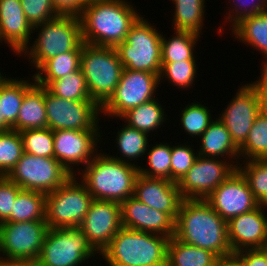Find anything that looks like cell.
Returning a JSON list of instances; mask_svg holds the SVG:
<instances>
[{"label":"cell","instance_id":"4","mask_svg":"<svg viewBox=\"0 0 267 266\" xmlns=\"http://www.w3.org/2000/svg\"><path fill=\"white\" fill-rule=\"evenodd\" d=\"M169 238L122 227L101 252L109 266H166Z\"/></svg>","mask_w":267,"mask_h":266},{"label":"cell","instance_id":"22","mask_svg":"<svg viewBox=\"0 0 267 266\" xmlns=\"http://www.w3.org/2000/svg\"><path fill=\"white\" fill-rule=\"evenodd\" d=\"M33 27L26 19L20 0H0V42L13 53L21 54L29 46Z\"/></svg>","mask_w":267,"mask_h":266},{"label":"cell","instance_id":"20","mask_svg":"<svg viewBox=\"0 0 267 266\" xmlns=\"http://www.w3.org/2000/svg\"><path fill=\"white\" fill-rule=\"evenodd\" d=\"M122 227L168 237L175 233V221L167 214L150 208L134 196L121 203Z\"/></svg>","mask_w":267,"mask_h":266},{"label":"cell","instance_id":"30","mask_svg":"<svg viewBox=\"0 0 267 266\" xmlns=\"http://www.w3.org/2000/svg\"><path fill=\"white\" fill-rule=\"evenodd\" d=\"M148 136L147 133L139 131L125 123L120 130L118 129L114 141L116 142L115 144H117L116 146L119 150L118 153L120 154V157L117 155H110L109 153L108 155L113 159L137 165L139 167V165L134 162L139 160V157L142 159V157L146 155L150 142L148 139L150 137Z\"/></svg>","mask_w":267,"mask_h":266},{"label":"cell","instance_id":"41","mask_svg":"<svg viewBox=\"0 0 267 266\" xmlns=\"http://www.w3.org/2000/svg\"><path fill=\"white\" fill-rule=\"evenodd\" d=\"M19 133L23 142V152L34 156L54 158L53 130L49 127L22 130Z\"/></svg>","mask_w":267,"mask_h":266},{"label":"cell","instance_id":"46","mask_svg":"<svg viewBox=\"0 0 267 266\" xmlns=\"http://www.w3.org/2000/svg\"><path fill=\"white\" fill-rule=\"evenodd\" d=\"M235 255L243 266H267V250L265 248L245 249L238 251Z\"/></svg>","mask_w":267,"mask_h":266},{"label":"cell","instance_id":"49","mask_svg":"<svg viewBox=\"0 0 267 266\" xmlns=\"http://www.w3.org/2000/svg\"><path fill=\"white\" fill-rule=\"evenodd\" d=\"M216 266H243V264L235 254H232L231 256L220 257Z\"/></svg>","mask_w":267,"mask_h":266},{"label":"cell","instance_id":"48","mask_svg":"<svg viewBox=\"0 0 267 266\" xmlns=\"http://www.w3.org/2000/svg\"><path fill=\"white\" fill-rule=\"evenodd\" d=\"M259 79L249 83L256 91L259 114L267 118V71H261Z\"/></svg>","mask_w":267,"mask_h":266},{"label":"cell","instance_id":"43","mask_svg":"<svg viewBox=\"0 0 267 266\" xmlns=\"http://www.w3.org/2000/svg\"><path fill=\"white\" fill-rule=\"evenodd\" d=\"M26 19L32 27L59 16L52 0H20Z\"/></svg>","mask_w":267,"mask_h":266},{"label":"cell","instance_id":"11","mask_svg":"<svg viewBox=\"0 0 267 266\" xmlns=\"http://www.w3.org/2000/svg\"><path fill=\"white\" fill-rule=\"evenodd\" d=\"M22 190L50 193L59 188L71 174L55 158L34 156L23 152L6 176Z\"/></svg>","mask_w":267,"mask_h":266},{"label":"cell","instance_id":"24","mask_svg":"<svg viewBox=\"0 0 267 266\" xmlns=\"http://www.w3.org/2000/svg\"><path fill=\"white\" fill-rule=\"evenodd\" d=\"M47 127L45 87L35 83L25 92L17 121L12 129L20 132Z\"/></svg>","mask_w":267,"mask_h":266},{"label":"cell","instance_id":"3","mask_svg":"<svg viewBox=\"0 0 267 266\" xmlns=\"http://www.w3.org/2000/svg\"><path fill=\"white\" fill-rule=\"evenodd\" d=\"M78 172L81 182L93 200L122 203L134 196L135 181L139 167L111 158L106 153H97L94 158Z\"/></svg>","mask_w":267,"mask_h":266},{"label":"cell","instance_id":"42","mask_svg":"<svg viewBox=\"0 0 267 266\" xmlns=\"http://www.w3.org/2000/svg\"><path fill=\"white\" fill-rule=\"evenodd\" d=\"M187 144V145H186ZM172 145L171 152V181L178 183L198 158L196 152L188 142ZM189 144V145H188Z\"/></svg>","mask_w":267,"mask_h":266},{"label":"cell","instance_id":"9","mask_svg":"<svg viewBox=\"0 0 267 266\" xmlns=\"http://www.w3.org/2000/svg\"><path fill=\"white\" fill-rule=\"evenodd\" d=\"M99 254L78 228H49L33 266H80Z\"/></svg>","mask_w":267,"mask_h":266},{"label":"cell","instance_id":"18","mask_svg":"<svg viewBox=\"0 0 267 266\" xmlns=\"http://www.w3.org/2000/svg\"><path fill=\"white\" fill-rule=\"evenodd\" d=\"M236 95L219 114V120L226 126L232 141L239 148L247 139L253 122L259 115L258 99L255 89L248 83L235 93Z\"/></svg>","mask_w":267,"mask_h":266},{"label":"cell","instance_id":"12","mask_svg":"<svg viewBox=\"0 0 267 266\" xmlns=\"http://www.w3.org/2000/svg\"><path fill=\"white\" fill-rule=\"evenodd\" d=\"M160 84L157 74L124 68L114 94L101 107V113L108 118H120L130 109L155 99Z\"/></svg>","mask_w":267,"mask_h":266},{"label":"cell","instance_id":"14","mask_svg":"<svg viewBox=\"0 0 267 266\" xmlns=\"http://www.w3.org/2000/svg\"><path fill=\"white\" fill-rule=\"evenodd\" d=\"M102 130H55L54 158L72 175L86 166L98 153ZM100 141V143H98ZM74 167H73V166ZM77 165V166H76ZM76 167V168H75ZM80 168V169H79ZM77 169V170H76Z\"/></svg>","mask_w":267,"mask_h":266},{"label":"cell","instance_id":"29","mask_svg":"<svg viewBox=\"0 0 267 266\" xmlns=\"http://www.w3.org/2000/svg\"><path fill=\"white\" fill-rule=\"evenodd\" d=\"M158 100V101H157ZM159 99L143 103L124 113L119 119L142 132L150 135L151 131L158 130L166 124L167 114Z\"/></svg>","mask_w":267,"mask_h":266},{"label":"cell","instance_id":"1","mask_svg":"<svg viewBox=\"0 0 267 266\" xmlns=\"http://www.w3.org/2000/svg\"><path fill=\"white\" fill-rule=\"evenodd\" d=\"M174 237L220 257L231 256L227 221L202 199H183L175 220Z\"/></svg>","mask_w":267,"mask_h":266},{"label":"cell","instance_id":"16","mask_svg":"<svg viewBox=\"0 0 267 266\" xmlns=\"http://www.w3.org/2000/svg\"><path fill=\"white\" fill-rule=\"evenodd\" d=\"M205 200L227 222L260 205L254 198L246 178L238 168Z\"/></svg>","mask_w":267,"mask_h":266},{"label":"cell","instance_id":"7","mask_svg":"<svg viewBox=\"0 0 267 266\" xmlns=\"http://www.w3.org/2000/svg\"><path fill=\"white\" fill-rule=\"evenodd\" d=\"M143 16L140 15L132 24L125 41L121 42L116 50L125 69L150 72L159 76L162 67V33Z\"/></svg>","mask_w":267,"mask_h":266},{"label":"cell","instance_id":"6","mask_svg":"<svg viewBox=\"0 0 267 266\" xmlns=\"http://www.w3.org/2000/svg\"><path fill=\"white\" fill-rule=\"evenodd\" d=\"M80 69L91 100L102 107L114 94L124 67L116 48L83 43Z\"/></svg>","mask_w":267,"mask_h":266},{"label":"cell","instance_id":"37","mask_svg":"<svg viewBox=\"0 0 267 266\" xmlns=\"http://www.w3.org/2000/svg\"><path fill=\"white\" fill-rule=\"evenodd\" d=\"M240 161L242 164L237 168L246 178L254 198L260 205L267 206V159Z\"/></svg>","mask_w":267,"mask_h":266},{"label":"cell","instance_id":"23","mask_svg":"<svg viewBox=\"0 0 267 266\" xmlns=\"http://www.w3.org/2000/svg\"><path fill=\"white\" fill-rule=\"evenodd\" d=\"M199 138L201 143L200 149L197 150L199 156L223 158V160L231 161L236 168L238 167L239 148L232 141L229 131L219 118H214V121Z\"/></svg>","mask_w":267,"mask_h":266},{"label":"cell","instance_id":"21","mask_svg":"<svg viewBox=\"0 0 267 266\" xmlns=\"http://www.w3.org/2000/svg\"><path fill=\"white\" fill-rule=\"evenodd\" d=\"M134 197L150 208L167 213L174 221L183 201L177 183L141 174L135 181Z\"/></svg>","mask_w":267,"mask_h":266},{"label":"cell","instance_id":"27","mask_svg":"<svg viewBox=\"0 0 267 266\" xmlns=\"http://www.w3.org/2000/svg\"><path fill=\"white\" fill-rule=\"evenodd\" d=\"M219 257L202 248L171 237L167 245L166 266H216Z\"/></svg>","mask_w":267,"mask_h":266},{"label":"cell","instance_id":"28","mask_svg":"<svg viewBox=\"0 0 267 266\" xmlns=\"http://www.w3.org/2000/svg\"><path fill=\"white\" fill-rule=\"evenodd\" d=\"M82 50L64 52L46 60L33 73L35 83L46 87L50 82L80 69Z\"/></svg>","mask_w":267,"mask_h":266},{"label":"cell","instance_id":"25","mask_svg":"<svg viewBox=\"0 0 267 266\" xmlns=\"http://www.w3.org/2000/svg\"><path fill=\"white\" fill-rule=\"evenodd\" d=\"M232 36L262 53V71H267V11L241 19L232 29Z\"/></svg>","mask_w":267,"mask_h":266},{"label":"cell","instance_id":"36","mask_svg":"<svg viewBox=\"0 0 267 266\" xmlns=\"http://www.w3.org/2000/svg\"><path fill=\"white\" fill-rule=\"evenodd\" d=\"M240 159H267V118L258 115L251 127L247 139L239 147Z\"/></svg>","mask_w":267,"mask_h":266},{"label":"cell","instance_id":"39","mask_svg":"<svg viewBox=\"0 0 267 266\" xmlns=\"http://www.w3.org/2000/svg\"><path fill=\"white\" fill-rule=\"evenodd\" d=\"M196 60L176 61L173 63H161V72L159 75V82L168 80L172 86H177L179 89H190L195 85V78H197ZM170 80V81H169Z\"/></svg>","mask_w":267,"mask_h":266},{"label":"cell","instance_id":"44","mask_svg":"<svg viewBox=\"0 0 267 266\" xmlns=\"http://www.w3.org/2000/svg\"><path fill=\"white\" fill-rule=\"evenodd\" d=\"M228 3H230L228 7L230 9H227L229 11L224 19H226V22L228 20L230 29L243 18L267 11V0H231Z\"/></svg>","mask_w":267,"mask_h":266},{"label":"cell","instance_id":"8","mask_svg":"<svg viewBox=\"0 0 267 266\" xmlns=\"http://www.w3.org/2000/svg\"><path fill=\"white\" fill-rule=\"evenodd\" d=\"M80 177L72 175L59 188L46 194V223L49 228H76L93 201Z\"/></svg>","mask_w":267,"mask_h":266},{"label":"cell","instance_id":"38","mask_svg":"<svg viewBox=\"0 0 267 266\" xmlns=\"http://www.w3.org/2000/svg\"><path fill=\"white\" fill-rule=\"evenodd\" d=\"M181 129L191 137H200L214 121L210 109L200 102L193 101L185 106L179 114ZM181 117V118H180Z\"/></svg>","mask_w":267,"mask_h":266},{"label":"cell","instance_id":"31","mask_svg":"<svg viewBox=\"0 0 267 266\" xmlns=\"http://www.w3.org/2000/svg\"><path fill=\"white\" fill-rule=\"evenodd\" d=\"M205 0H172L175 9L172 28L175 31L201 35L205 20Z\"/></svg>","mask_w":267,"mask_h":266},{"label":"cell","instance_id":"52","mask_svg":"<svg viewBox=\"0 0 267 266\" xmlns=\"http://www.w3.org/2000/svg\"><path fill=\"white\" fill-rule=\"evenodd\" d=\"M87 3L91 1H99V0H85Z\"/></svg>","mask_w":267,"mask_h":266},{"label":"cell","instance_id":"2","mask_svg":"<svg viewBox=\"0 0 267 266\" xmlns=\"http://www.w3.org/2000/svg\"><path fill=\"white\" fill-rule=\"evenodd\" d=\"M128 0L88 2L79 16L84 43L116 48L141 15Z\"/></svg>","mask_w":267,"mask_h":266},{"label":"cell","instance_id":"47","mask_svg":"<svg viewBox=\"0 0 267 266\" xmlns=\"http://www.w3.org/2000/svg\"><path fill=\"white\" fill-rule=\"evenodd\" d=\"M59 15L80 16L87 5L85 0H52Z\"/></svg>","mask_w":267,"mask_h":266},{"label":"cell","instance_id":"19","mask_svg":"<svg viewBox=\"0 0 267 266\" xmlns=\"http://www.w3.org/2000/svg\"><path fill=\"white\" fill-rule=\"evenodd\" d=\"M266 205L231 218L227 222L228 242L232 253L245 249H263L267 245Z\"/></svg>","mask_w":267,"mask_h":266},{"label":"cell","instance_id":"5","mask_svg":"<svg viewBox=\"0 0 267 266\" xmlns=\"http://www.w3.org/2000/svg\"><path fill=\"white\" fill-rule=\"evenodd\" d=\"M35 32H38L36 33L37 39L34 38L30 44L32 46H27L19 57L27 56L31 66L36 70L54 56L67 51L82 50L84 42L78 16L59 15L33 27V33Z\"/></svg>","mask_w":267,"mask_h":266},{"label":"cell","instance_id":"34","mask_svg":"<svg viewBox=\"0 0 267 266\" xmlns=\"http://www.w3.org/2000/svg\"><path fill=\"white\" fill-rule=\"evenodd\" d=\"M55 96L74 101H93L89 96L86 80L81 69L50 82L45 87Z\"/></svg>","mask_w":267,"mask_h":266},{"label":"cell","instance_id":"17","mask_svg":"<svg viewBox=\"0 0 267 266\" xmlns=\"http://www.w3.org/2000/svg\"><path fill=\"white\" fill-rule=\"evenodd\" d=\"M78 228L100 255L122 228L121 204L113 201L93 200Z\"/></svg>","mask_w":267,"mask_h":266},{"label":"cell","instance_id":"45","mask_svg":"<svg viewBox=\"0 0 267 266\" xmlns=\"http://www.w3.org/2000/svg\"><path fill=\"white\" fill-rule=\"evenodd\" d=\"M22 189L5 176H0V224L11 215L18 193Z\"/></svg>","mask_w":267,"mask_h":266},{"label":"cell","instance_id":"50","mask_svg":"<svg viewBox=\"0 0 267 266\" xmlns=\"http://www.w3.org/2000/svg\"><path fill=\"white\" fill-rule=\"evenodd\" d=\"M12 129V127L5 121L4 117L1 116L0 111V131Z\"/></svg>","mask_w":267,"mask_h":266},{"label":"cell","instance_id":"32","mask_svg":"<svg viewBox=\"0 0 267 266\" xmlns=\"http://www.w3.org/2000/svg\"><path fill=\"white\" fill-rule=\"evenodd\" d=\"M46 221V193L21 190L5 222Z\"/></svg>","mask_w":267,"mask_h":266},{"label":"cell","instance_id":"33","mask_svg":"<svg viewBox=\"0 0 267 266\" xmlns=\"http://www.w3.org/2000/svg\"><path fill=\"white\" fill-rule=\"evenodd\" d=\"M171 38L161 37V63L195 60V46L201 36L183 31H174Z\"/></svg>","mask_w":267,"mask_h":266},{"label":"cell","instance_id":"15","mask_svg":"<svg viewBox=\"0 0 267 266\" xmlns=\"http://www.w3.org/2000/svg\"><path fill=\"white\" fill-rule=\"evenodd\" d=\"M236 169L229 160L198 156L177 183L182 198L205 200Z\"/></svg>","mask_w":267,"mask_h":266},{"label":"cell","instance_id":"40","mask_svg":"<svg viewBox=\"0 0 267 266\" xmlns=\"http://www.w3.org/2000/svg\"><path fill=\"white\" fill-rule=\"evenodd\" d=\"M23 154L21 135L14 129L0 131V176H7Z\"/></svg>","mask_w":267,"mask_h":266},{"label":"cell","instance_id":"35","mask_svg":"<svg viewBox=\"0 0 267 266\" xmlns=\"http://www.w3.org/2000/svg\"><path fill=\"white\" fill-rule=\"evenodd\" d=\"M160 143V144H159ZM148 145V149L146 151L145 159L147 158L148 166L147 168H143L139 166V174L151 177V178H161L167 179L171 181V152L172 145L171 143L159 142ZM171 145V146H170ZM150 147V148H149ZM148 152V153H147Z\"/></svg>","mask_w":267,"mask_h":266},{"label":"cell","instance_id":"51","mask_svg":"<svg viewBox=\"0 0 267 266\" xmlns=\"http://www.w3.org/2000/svg\"><path fill=\"white\" fill-rule=\"evenodd\" d=\"M0 266H24L19 263H14V262H8V261H2L0 260Z\"/></svg>","mask_w":267,"mask_h":266},{"label":"cell","instance_id":"10","mask_svg":"<svg viewBox=\"0 0 267 266\" xmlns=\"http://www.w3.org/2000/svg\"><path fill=\"white\" fill-rule=\"evenodd\" d=\"M48 230L46 221L1 223L0 260L33 266Z\"/></svg>","mask_w":267,"mask_h":266},{"label":"cell","instance_id":"26","mask_svg":"<svg viewBox=\"0 0 267 266\" xmlns=\"http://www.w3.org/2000/svg\"><path fill=\"white\" fill-rule=\"evenodd\" d=\"M15 79L6 77V74L0 78V111L5 121L13 127L17 121L19 110L24 99L25 92L34 84L27 78Z\"/></svg>","mask_w":267,"mask_h":266},{"label":"cell","instance_id":"13","mask_svg":"<svg viewBox=\"0 0 267 266\" xmlns=\"http://www.w3.org/2000/svg\"><path fill=\"white\" fill-rule=\"evenodd\" d=\"M47 127L51 130H100L101 107L95 101H74L55 96L45 88Z\"/></svg>","mask_w":267,"mask_h":266}]
</instances>
